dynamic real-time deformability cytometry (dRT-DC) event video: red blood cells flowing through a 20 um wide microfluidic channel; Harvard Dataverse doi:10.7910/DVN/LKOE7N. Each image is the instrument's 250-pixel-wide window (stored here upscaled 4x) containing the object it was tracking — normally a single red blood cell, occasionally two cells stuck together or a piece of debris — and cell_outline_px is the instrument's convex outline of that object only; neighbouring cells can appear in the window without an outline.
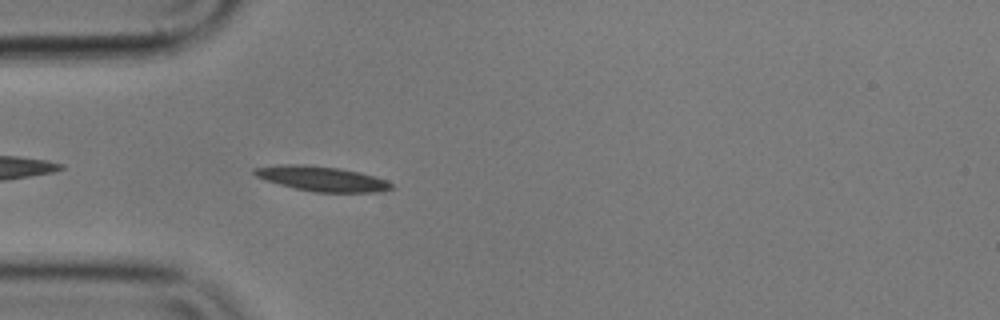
{"species": "common noctule bat (a hibernating species)", "species_latin": "Nyctalus noctula", "temperature_condition": "cold", "stored_images_in_passage": 43, "camera_frame_rate_fps": 3000, "um_per_image_px": 0.085, "animal": {"sex": "male", "body_mass_g": 17.9}, "frame": {"image": 1, "passage_image": 2, "time_ms": 0.333, "image_size_px": [1000, 320], "cell_outline_px": [[392, 188], [380, 192], [316, 192], [296, 188], [264, 180], [256, 176], [252, 172], [252, 168], [276, 164], [304, 164], [340, 168], [360, 172], [376, 176], [388, 180], [392, 184]], "centroid_in_image_um": [27.34, 15.17], "position_along_channel_um": 57.7, "area_um2": 20.06}}
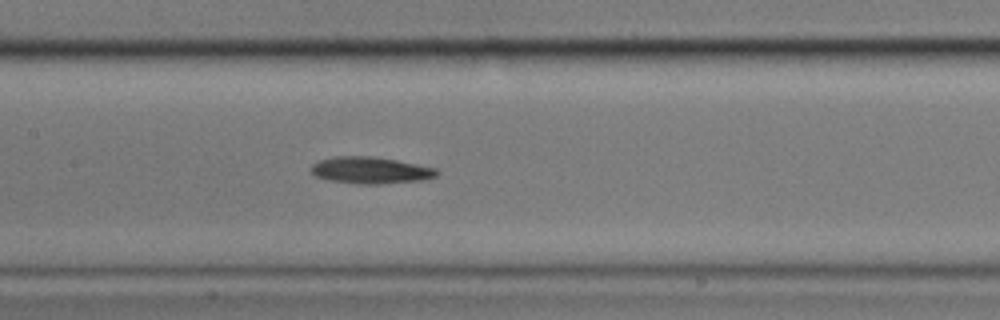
{"frame": {"image": 2, "passage_image": 13, "time_ms": 4.0, "image_size_px": [1000, 320], "cell_outline_px": [[440, 172], [436, 176], [424, 180], [380, 184], [360, 184], [328, 180], [316, 176], [312, 172], [312, 164], [320, 160], [332, 156], [372, 156], [396, 160], [436, 168]], "centroid_in_image_um": [31.51, 14.47], "position_along_channel_um": 175.9, "area_um2": 19.59}}
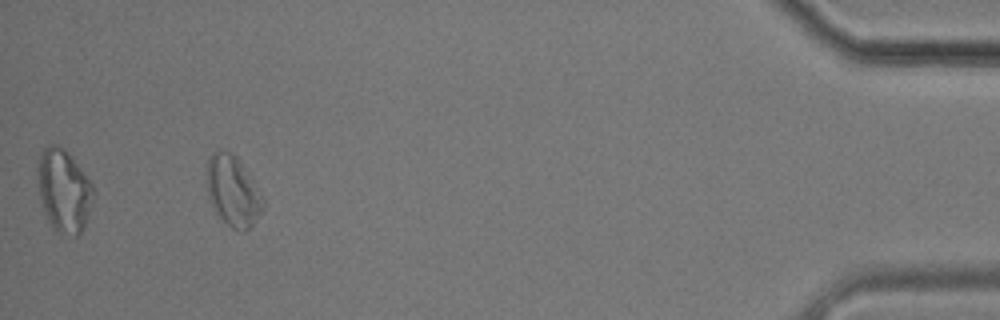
{"frame": {"image": 3, "passage_image": 39, "time_ms": 12.667, "image_size_px": [1000, 320], "cell_outline_px": [[264, 208], [252, 224], [244, 232], [240, 232], [232, 228], [216, 212], [208, 196], [208, 160], [212, 152], [232, 152], [236, 156], [264, 196]], "centroid_in_image_um": [19.83, 16.26], "position_along_channel_um": 415.4, "area_um2": 22.6}, "authors_computed_cell_mechanics": {"area_um2": 19.5942, "velocity_mm_per_s": 3.5335, "shape_relaxation_time_tau1_ms": 2.5836, "shape_relaxation_time_tau2_ms": 6.2093, "deformation_change_tau1": 0.086, "deformation_change_tau2": 0.1328}}